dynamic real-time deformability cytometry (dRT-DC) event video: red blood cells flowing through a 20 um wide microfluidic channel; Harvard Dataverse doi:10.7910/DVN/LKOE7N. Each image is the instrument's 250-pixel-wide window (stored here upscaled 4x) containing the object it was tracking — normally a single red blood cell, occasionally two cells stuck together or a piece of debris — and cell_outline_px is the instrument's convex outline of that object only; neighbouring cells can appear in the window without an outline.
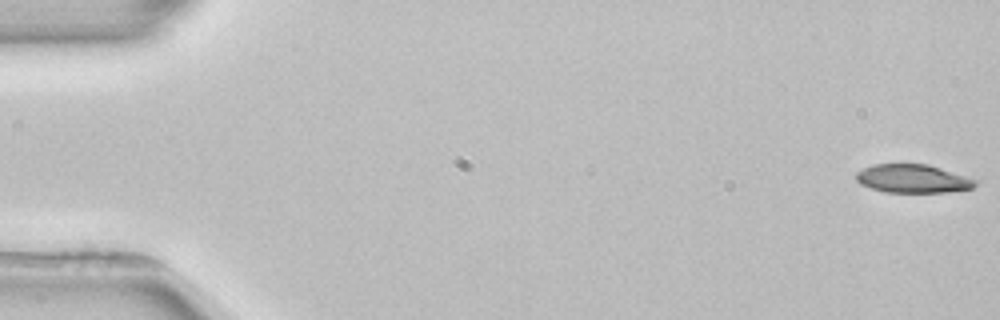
{"species": "common noctule bat (a hibernating species)", "species_latin": "Nyctalus noctula", "temperature_condition": "room temperature", "stored_images_in_passage": 5, "camera_frame_rate_fps": 3000, "um_per_image_px": 0.085, "animal": {"sex": "female", "body_mass_g": 22.7, "forearm_length_mm": 54.2}, "frame": {"image": 1, "passage_image": 1, "time_ms": 0.0, "image_size_px": [1000, 320], "cell_outline_px": [[980, 180], [972, 188], [948, 192], [884, 192], [860, 184], [856, 180], [856, 172], [872, 164], [928, 164]], "centroid_in_image_um": [77.61, 15.18], "position_along_channel_um": 7.4, "area_um2": 19.83}}
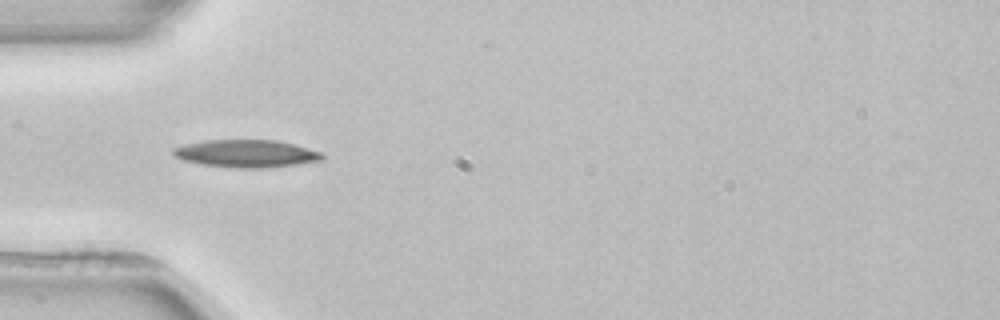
{"frame": {"image": 2, "passage_image": 4, "time_ms": 5.333, "image_size_px": [1000, 320], "cell_outline_px": [[324, 160], [268, 168], [240, 168], [204, 164], [184, 160], [176, 156], [172, 152], [172, 148], [184, 144], [208, 140], [276, 140], [324, 152]], "centroid_in_image_um": [20.98, 13.05], "position_along_channel_um": 64.0, "area_um2": 23.81}}